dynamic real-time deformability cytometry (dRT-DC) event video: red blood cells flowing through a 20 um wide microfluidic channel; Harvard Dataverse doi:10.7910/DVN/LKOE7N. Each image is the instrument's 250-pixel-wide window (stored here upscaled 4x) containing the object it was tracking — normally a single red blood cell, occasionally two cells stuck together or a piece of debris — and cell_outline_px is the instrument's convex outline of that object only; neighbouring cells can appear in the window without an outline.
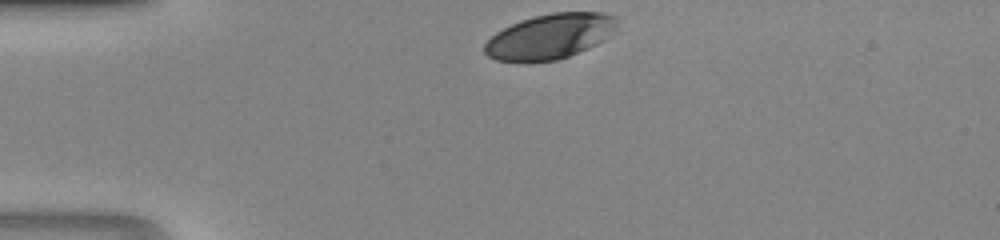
{"species": "human", "species_latin": "Homo sapiens", "temperature_condition": "room temperature", "stored_images_in_passage": 28, "camera_frame_rate_fps": 3000, "um_per_image_px": 0.085, "donor": {"sex": "male"}, "frame": {"image": 1, "passage_image": 1, "time_ms": 0.0, "image_size_px": [1000, 240], "cell_outline_px": [[616, 24], [608, 36], [604, 40], [588, 48], [568, 56], [556, 60], [524, 64], [496, 60], [488, 56], [484, 52], [484, 44], [496, 32], [520, 20], [532, 16], [552, 12], [604, 12], [616, 16]], "centroid_in_image_um": [46.7, 3.11], "position_along_channel_um": 38.3, "area_um2": 35.14}}
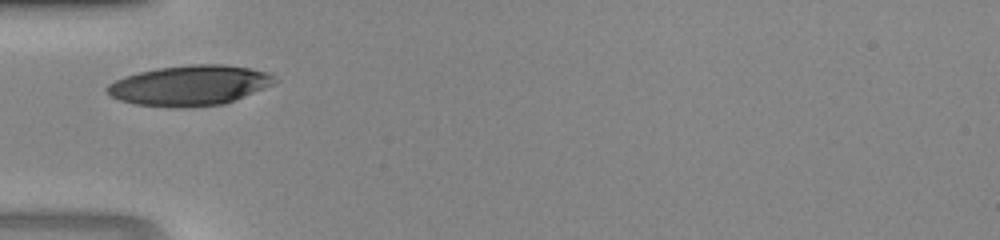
{"frame": {"image": 2, "passage_image": 6, "time_ms": 1.667, "image_size_px": [1000, 240], "cell_outline_px": [[276, 80], [272, 84], [224, 104], [188, 108], [176, 108], [136, 104], [120, 100], [112, 96], [104, 88], [108, 84], [124, 76], [140, 72], [160, 68], [192, 64], [220, 64], [248, 68], [268, 72]], "centroid_in_image_um": [16.08, 7.27], "position_along_channel_um": 68.9, "area_um2": 38.84}}
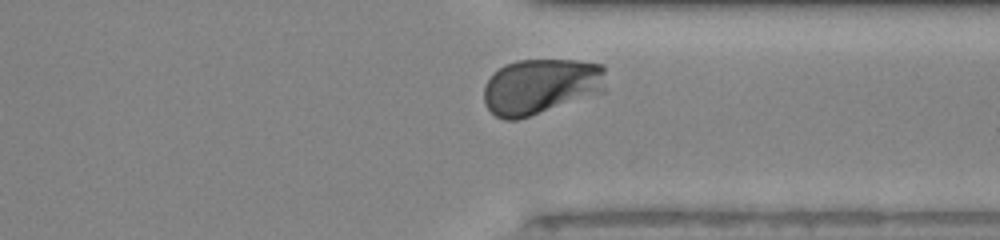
{"frame": {"image": 3, "passage_image": 26, "time_ms": 8.333, "image_size_px": [1000, 240], "cell_outline_px": [[604, 92], [516, 120], [504, 120], [496, 116], [484, 104], [484, 84], [492, 72], [504, 64], [516, 60], [576, 60], [604, 64]], "centroid_in_image_um": [45.94, 7.32], "position_along_channel_um": 365.5, "area_um2": 39.82}}